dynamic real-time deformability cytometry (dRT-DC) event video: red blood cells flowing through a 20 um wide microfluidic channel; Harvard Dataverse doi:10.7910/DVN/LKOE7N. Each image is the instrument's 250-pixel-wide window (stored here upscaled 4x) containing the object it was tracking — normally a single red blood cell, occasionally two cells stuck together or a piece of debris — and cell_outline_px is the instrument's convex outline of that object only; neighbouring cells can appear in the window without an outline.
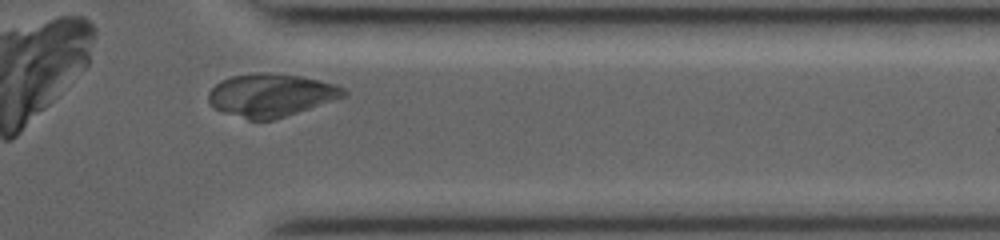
{"species": "common noctule bat (a hibernating species)", "species_latin": "Nyctalus noctula", "temperature_condition": "room temperature", "stored_images_in_passage": 29, "camera_frame_rate_fps": 3000, "um_per_image_px": 0.085, "animal": {"sex": "female", "body_mass_g": 19.0, "forearm_length_mm": 53.3}, "frame": {"image": 1, "passage_image": 26, "time_ms": 8.333, "image_size_px": [1000, 240], "cell_outline_px": [[348, 96], [272, 120], [248, 120], [212, 108], [208, 104], [208, 92], [220, 80], [232, 76], [256, 72], [264, 72], [300, 76], [320, 80], [336, 84], [344, 88], [348, 92]], "centroid_in_image_um": [23.03, 8.08], "position_along_channel_um": 388.4, "area_um2": 34.04}}